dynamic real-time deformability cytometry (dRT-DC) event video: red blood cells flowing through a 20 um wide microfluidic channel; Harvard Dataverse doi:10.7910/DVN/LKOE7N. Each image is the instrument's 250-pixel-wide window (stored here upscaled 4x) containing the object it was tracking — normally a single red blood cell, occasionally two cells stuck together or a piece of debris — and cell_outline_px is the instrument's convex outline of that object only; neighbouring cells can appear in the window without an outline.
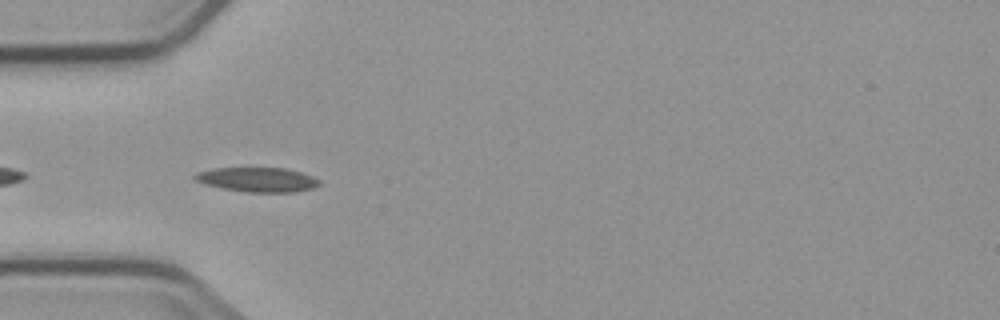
{"species": "common noctule bat (a hibernating species)", "species_latin": "Nyctalus noctula", "temperature_condition": "cold", "stored_images_in_passage": 5, "camera_frame_rate_fps": 3000, "um_per_image_px": 0.085, "animal": {"sex": "male", "body_mass_g": 23.1, "forearm_length_mm": 52.7}, "frame": {"image": 1, "passage_image": 4, "time_ms": 3.667, "image_size_px": [1000, 320], "cell_outline_px": [[320, 184], [312, 188], [292, 192], [248, 192], [220, 188], [204, 184], [196, 180], [192, 176], [196, 172], [212, 168], [284, 168], [300, 172], [312, 176], [320, 180]], "centroid_in_image_um": [21.84, 15.26], "position_along_channel_um": 63.2, "area_um2": 17.74}}
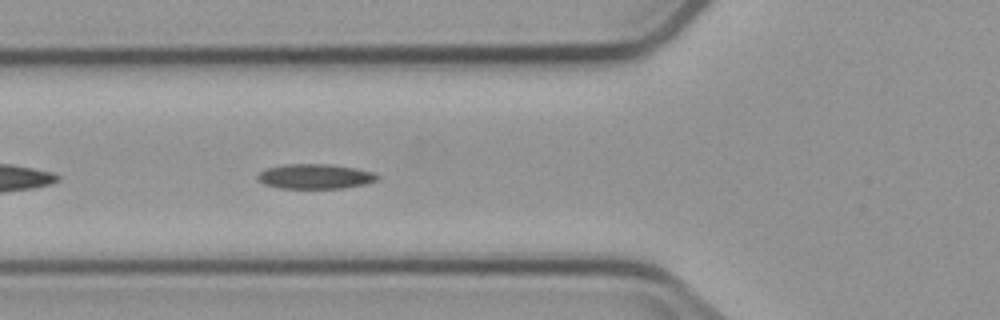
{"frame": {"image": 2, "passage_image": 5, "time_ms": 4.667, "image_size_px": [1000, 320], "cell_outline_px": [[380, 176], [376, 180], [368, 184], [344, 188], [280, 188], [264, 184], [256, 176], [260, 172], [268, 168], [284, 164], [328, 164], [356, 168], [372, 172]], "centroid_in_image_um": [26.82, 15.0], "position_along_channel_um": 99.0, "area_um2": 17.28}}